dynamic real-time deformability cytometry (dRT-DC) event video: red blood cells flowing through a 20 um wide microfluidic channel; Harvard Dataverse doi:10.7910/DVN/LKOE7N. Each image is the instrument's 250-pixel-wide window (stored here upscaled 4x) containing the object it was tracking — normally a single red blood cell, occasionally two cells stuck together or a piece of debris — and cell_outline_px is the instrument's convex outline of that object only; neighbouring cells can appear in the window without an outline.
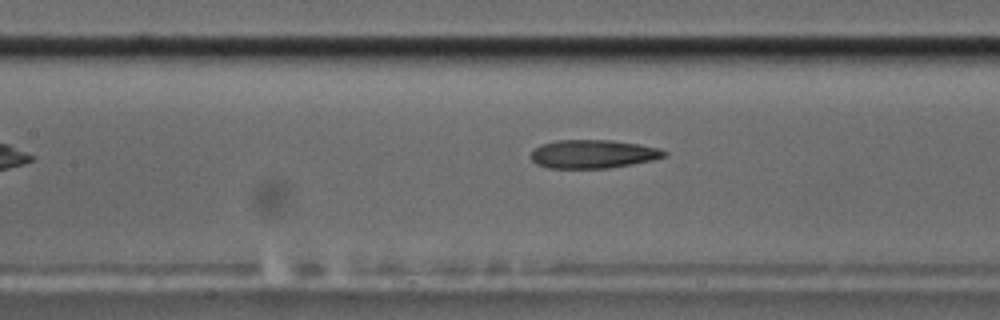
{"species": "common noctule bat (a hibernating species)", "species_latin": "Nyctalus noctula", "temperature_condition": "cold", "stored_images_in_passage": 40, "camera_frame_rate_fps": 3000, "um_per_image_px": 0.085, "animal": {"sex": "male", "body_mass_g": 17.5, "forearm_length_mm": 52.3}, "frame": {"image": 1, "passage_image": 10, "time_ms": 3.0, "image_size_px": [1000, 320], "cell_outline_px": [[668, 156], [652, 160], [632, 164], [608, 168], [548, 168], [536, 164], [532, 160], [532, 152], [540, 144], [556, 140], [612, 140], [640, 144], [660, 148], [668, 152]], "centroid_in_image_um": [50.45, 13.09], "position_along_channel_um": 157.0, "area_um2": 22.25}}
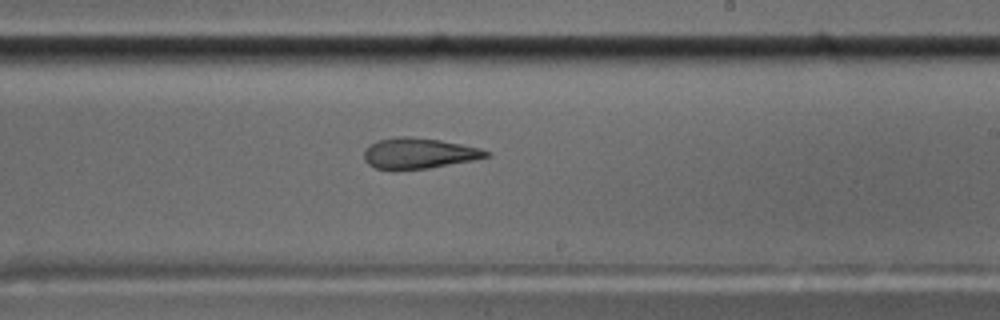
{"frame": {"image": 2, "passage_image": 18, "time_ms": 5.667, "image_size_px": [1000, 320], "cell_outline_px": [[492, 152], [488, 156], [472, 160], [428, 168], [376, 168], [368, 164], [364, 160], [364, 148], [368, 144], [376, 140], [396, 136], [412, 136], [440, 140], [480, 148]], "centroid_in_image_um": [35.56, 12.99], "position_along_channel_um": 253.4, "area_um2": 21.62}}
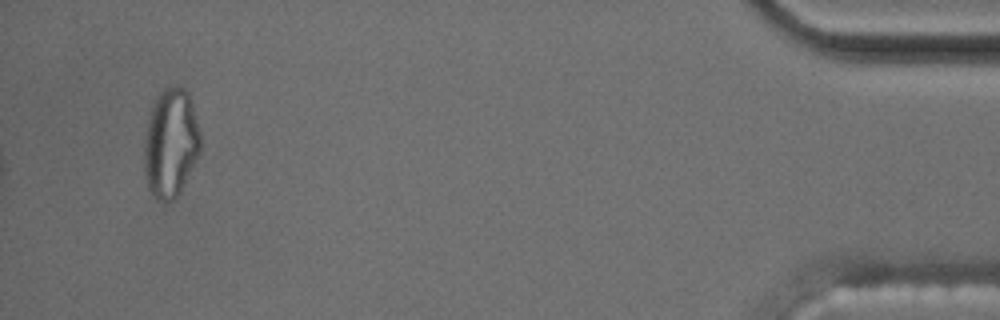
{"frame": {"image": 3, "passage_image": 38, "time_ms": 12.333, "image_size_px": [1000, 320], "cell_outline_px": [[200, 152], [180, 192], [172, 200], [164, 204], [148, 188], [144, 176], [144, 136], [148, 120], [156, 96], [164, 88], [172, 84], [176, 84], [184, 88], [188, 92], [200, 128]], "centroid_in_image_um": [14.51, 12.14], "position_along_channel_um": 420.7, "area_um2": 36.01}, "authors_computed_cell_mechanics": {"area_um2": 23.5246, "velocity_mm_per_s": 3.6299, "shape_relaxation_time_tau1_ms": null, "shape_relaxation_time_tau2_ms": 3.7567, "deformation_change_tau1": null, "deformation_change_tau2": 0.1363}}